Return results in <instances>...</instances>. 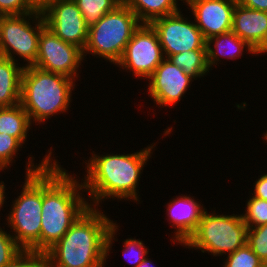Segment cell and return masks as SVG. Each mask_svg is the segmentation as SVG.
<instances>
[{
	"mask_svg": "<svg viewBox=\"0 0 267 267\" xmlns=\"http://www.w3.org/2000/svg\"><path fill=\"white\" fill-rule=\"evenodd\" d=\"M37 10L30 0H0V16L21 15Z\"/></svg>",
	"mask_w": 267,
	"mask_h": 267,
	"instance_id": "f546056e",
	"label": "cell"
},
{
	"mask_svg": "<svg viewBox=\"0 0 267 267\" xmlns=\"http://www.w3.org/2000/svg\"><path fill=\"white\" fill-rule=\"evenodd\" d=\"M247 245L264 264H267V224L248 228Z\"/></svg>",
	"mask_w": 267,
	"mask_h": 267,
	"instance_id": "484cf974",
	"label": "cell"
},
{
	"mask_svg": "<svg viewBox=\"0 0 267 267\" xmlns=\"http://www.w3.org/2000/svg\"><path fill=\"white\" fill-rule=\"evenodd\" d=\"M181 13L180 10L150 23L157 33L165 58L185 51L207 50L206 40L195 21Z\"/></svg>",
	"mask_w": 267,
	"mask_h": 267,
	"instance_id": "30bf717a",
	"label": "cell"
},
{
	"mask_svg": "<svg viewBox=\"0 0 267 267\" xmlns=\"http://www.w3.org/2000/svg\"><path fill=\"white\" fill-rule=\"evenodd\" d=\"M168 59L195 80L210 73L207 50H191L169 56Z\"/></svg>",
	"mask_w": 267,
	"mask_h": 267,
	"instance_id": "44dd1931",
	"label": "cell"
},
{
	"mask_svg": "<svg viewBox=\"0 0 267 267\" xmlns=\"http://www.w3.org/2000/svg\"><path fill=\"white\" fill-rule=\"evenodd\" d=\"M5 228L0 227V267L9 264L23 249Z\"/></svg>",
	"mask_w": 267,
	"mask_h": 267,
	"instance_id": "83f0119b",
	"label": "cell"
},
{
	"mask_svg": "<svg viewBox=\"0 0 267 267\" xmlns=\"http://www.w3.org/2000/svg\"><path fill=\"white\" fill-rule=\"evenodd\" d=\"M5 186L6 185H5L4 181H0V211H1V209L4 210L3 207H5V206H3V205L5 204V202H6L5 200L7 199L6 192H5L7 189Z\"/></svg>",
	"mask_w": 267,
	"mask_h": 267,
	"instance_id": "d6a6232c",
	"label": "cell"
},
{
	"mask_svg": "<svg viewBox=\"0 0 267 267\" xmlns=\"http://www.w3.org/2000/svg\"><path fill=\"white\" fill-rule=\"evenodd\" d=\"M82 62L84 56L81 48L63 41L47 27L41 31L37 59L33 66L78 80Z\"/></svg>",
	"mask_w": 267,
	"mask_h": 267,
	"instance_id": "8fae6325",
	"label": "cell"
},
{
	"mask_svg": "<svg viewBox=\"0 0 267 267\" xmlns=\"http://www.w3.org/2000/svg\"><path fill=\"white\" fill-rule=\"evenodd\" d=\"M41 11L50 31L63 41L84 50L89 26L74 0H53Z\"/></svg>",
	"mask_w": 267,
	"mask_h": 267,
	"instance_id": "7c38bea8",
	"label": "cell"
},
{
	"mask_svg": "<svg viewBox=\"0 0 267 267\" xmlns=\"http://www.w3.org/2000/svg\"><path fill=\"white\" fill-rule=\"evenodd\" d=\"M231 31L257 53L267 41V12L250 9L237 2Z\"/></svg>",
	"mask_w": 267,
	"mask_h": 267,
	"instance_id": "2e32d148",
	"label": "cell"
},
{
	"mask_svg": "<svg viewBox=\"0 0 267 267\" xmlns=\"http://www.w3.org/2000/svg\"><path fill=\"white\" fill-rule=\"evenodd\" d=\"M100 209L89 206L66 234L44 253L46 267L106 266L120 227Z\"/></svg>",
	"mask_w": 267,
	"mask_h": 267,
	"instance_id": "6da1fadb",
	"label": "cell"
},
{
	"mask_svg": "<svg viewBox=\"0 0 267 267\" xmlns=\"http://www.w3.org/2000/svg\"><path fill=\"white\" fill-rule=\"evenodd\" d=\"M206 48L210 70L221 62L220 57H224V60L225 58L235 60L242 56L244 50L252 56H257V53L232 31L210 37L206 40Z\"/></svg>",
	"mask_w": 267,
	"mask_h": 267,
	"instance_id": "e0dca14e",
	"label": "cell"
},
{
	"mask_svg": "<svg viewBox=\"0 0 267 267\" xmlns=\"http://www.w3.org/2000/svg\"><path fill=\"white\" fill-rule=\"evenodd\" d=\"M22 146L23 144L17 138L0 133V172L13 166L12 163L16 161L14 158L19 154Z\"/></svg>",
	"mask_w": 267,
	"mask_h": 267,
	"instance_id": "d4e9b609",
	"label": "cell"
},
{
	"mask_svg": "<svg viewBox=\"0 0 267 267\" xmlns=\"http://www.w3.org/2000/svg\"><path fill=\"white\" fill-rule=\"evenodd\" d=\"M263 139H264V141L267 143V131L266 132H263Z\"/></svg>",
	"mask_w": 267,
	"mask_h": 267,
	"instance_id": "8d00e7d4",
	"label": "cell"
},
{
	"mask_svg": "<svg viewBox=\"0 0 267 267\" xmlns=\"http://www.w3.org/2000/svg\"><path fill=\"white\" fill-rule=\"evenodd\" d=\"M141 25L136 14L122 1L107 12L96 24L89 27L84 59L87 54L116 65L131 40L133 32Z\"/></svg>",
	"mask_w": 267,
	"mask_h": 267,
	"instance_id": "8992f818",
	"label": "cell"
},
{
	"mask_svg": "<svg viewBox=\"0 0 267 267\" xmlns=\"http://www.w3.org/2000/svg\"><path fill=\"white\" fill-rule=\"evenodd\" d=\"M165 59L156 31L150 24H141L132 34L125 51L116 64L132 76L148 79Z\"/></svg>",
	"mask_w": 267,
	"mask_h": 267,
	"instance_id": "9c48e42d",
	"label": "cell"
},
{
	"mask_svg": "<svg viewBox=\"0 0 267 267\" xmlns=\"http://www.w3.org/2000/svg\"><path fill=\"white\" fill-rule=\"evenodd\" d=\"M254 184V190L251 193L253 197L267 200V173L260 175Z\"/></svg>",
	"mask_w": 267,
	"mask_h": 267,
	"instance_id": "4dcf8cb0",
	"label": "cell"
},
{
	"mask_svg": "<svg viewBox=\"0 0 267 267\" xmlns=\"http://www.w3.org/2000/svg\"><path fill=\"white\" fill-rule=\"evenodd\" d=\"M123 257L130 263L133 267H137L149 254L148 247L145 246L143 241L136 238H127L123 243ZM132 255V256H131Z\"/></svg>",
	"mask_w": 267,
	"mask_h": 267,
	"instance_id": "4316f807",
	"label": "cell"
},
{
	"mask_svg": "<svg viewBox=\"0 0 267 267\" xmlns=\"http://www.w3.org/2000/svg\"><path fill=\"white\" fill-rule=\"evenodd\" d=\"M23 69L24 64L0 56V108L20 103Z\"/></svg>",
	"mask_w": 267,
	"mask_h": 267,
	"instance_id": "ac0fdd59",
	"label": "cell"
},
{
	"mask_svg": "<svg viewBox=\"0 0 267 267\" xmlns=\"http://www.w3.org/2000/svg\"><path fill=\"white\" fill-rule=\"evenodd\" d=\"M45 27V19L39 9L21 15L1 16L0 56L15 62L21 58L23 63L26 62L24 67L32 66L37 59L39 36ZM16 56L19 59H15Z\"/></svg>",
	"mask_w": 267,
	"mask_h": 267,
	"instance_id": "ba28073f",
	"label": "cell"
},
{
	"mask_svg": "<svg viewBox=\"0 0 267 267\" xmlns=\"http://www.w3.org/2000/svg\"><path fill=\"white\" fill-rule=\"evenodd\" d=\"M227 257L222 267H263L264 263L260 258L245 244L235 252L226 254Z\"/></svg>",
	"mask_w": 267,
	"mask_h": 267,
	"instance_id": "cb8c5ba5",
	"label": "cell"
},
{
	"mask_svg": "<svg viewBox=\"0 0 267 267\" xmlns=\"http://www.w3.org/2000/svg\"><path fill=\"white\" fill-rule=\"evenodd\" d=\"M247 200L245 212L241 216L248 228L267 224V200L252 195Z\"/></svg>",
	"mask_w": 267,
	"mask_h": 267,
	"instance_id": "603a6c76",
	"label": "cell"
},
{
	"mask_svg": "<svg viewBox=\"0 0 267 267\" xmlns=\"http://www.w3.org/2000/svg\"><path fill=\"white\" fill-rule=\"evenodd\" d=\"M267 54V41H266V43L263 45V47L257 52V55L259 56V54L261 55H263V54Z\"/></svg>",
	"mask_w": 267,
	"mask_h": 267,
	"instance_id": "d590c367",
	"label": "cell"
},
{
	"mask_svg": "<svg viewBox=\"0 0 267 267\" xmlns=\"http://www.w3.org/2000/svg\"><path fill=\"white\" fill-rule=\"evenodd\" d=\"M192 197V198H191ZM200 201L194 199L191 195L180 194L171 199L166 206L167 221L175 227L174 235L171 241L183 246L187 240L194 234L198 228L199 222L207 210Z\"/></svg>",
	"mask_w": 267,
	"mask_h": 267,
	"instance_id": "9a60e30c",
	"label": "cell"
},
{
	"mask_svg": "<svg viewBox=\"0 0 267 267\" xmlns=\"http://www.w3.org/2000/svg\"><path fill=\"white\" fill-rule=\"evenodd\" d=\"M237 1L244 7L267 12V0H237Z\"/></svg>",
	"mask_w": 267,
	"mask_h": 267,
	"instance_id": "1f68e13d",
	"label": "cell"
},
{
	"mask_svg": "<svg viewBox=\"0 0 267 267\" xmlns=\"http://www.w3.org/2000/svg\"><path fill=\"white\" fill-rule=\"evenodd\" d=\"M207 210L198 228L184 244L185 248L211 253L215 257L226 256L247 244L248 226L241 214L224 215ZM188 246V247H187Z\"/></svg>",
	"mask_w": 267,
	"mask_h": 267,
	"instance_id": "52a82bcc",
	"label": "cell"
},
{
	"mask_svg": "<svg viewBox=\"0 0 267 267\" xmlns=\"http://www.w3.org/2000/svg\"><path fill=\"white\" fill-rule=\"evenodd\" d=\"M148 257L149 256L147 255V257L137 267H155L151 258Z\"/></svg>",
	"mask_w": 267,
	"mask_h": 267,
	"instance_id": "e575fe53",
	"label": "cell"
},
{
	"mask_svg": "<svg viewBox=\"0 0 267 267\" xmlns=\"http://www.w3.org/2000/svg\"><path fill=\"white\" fill-rule=\"evenodd\" d=\"M155 147L156 143L153 142L151 146L148 144L147 147L129 154L110 152L98 155L92 151L89 159L84 161L87 165L86 174L81 179L84 191L88 193L89 206L98 208L102 201L111 198L112 201L124 199L140 202L138 186L141 174Z\"/></svg>",
	"mask_w": 267,
	"mask_h": 267,
	"instance_id": "7a4b0ae2",
	"label": "cell"
},
{
	"mask_svg": "<svg viewBox=\"0 0 267 267\" xmlns=\"http://www.w3.org/2000/svg\"><path fill=\"white\" fill-rule=\"evenodd\" d=\"M4 267H46L45 255L33 250H23Z\"/></svg>",
	"mask_w": 267,
	"mask_h": 267,
	"instance_id": "f1b7e54d",
	"label": "cell"
},
{
	"mask_svg": "<svg viewBox=\"0 0 267 267\" xmlns=\"http://www.w3.org/2000/svg\"><path fill=\"white\" fill-rule=\"evenodd\" d=\"M52 150L51 147L36 165L34 157L32 155L28 157L22 190L17 198L12 200L11 209L5 218L7 220L5 225L11 230L9 233L23 250L40 252L42 169L57 161L56 157L54 159L52 157Z\"/></svg>",
	"mask_w": 267,
	"mask_h": 267,
	"instance_id": "277c9868",
	"label": "cell"
},
{
	"mask_svg": "<svg viewBox=\"0 0 267 267\" xmlns=\"http://www.w3.org/2000/svg\"><path fill=\"white\" fill-rule=\"evenodd\" d=\"M76 80L36 66L24 67L21 76L20 104L28 113L31 124L45 121L69 109ZM39 123V124H37Z\"/></svg>",
	"mask_w": 267,
	"mask_h": 267,
	"instance_id": "5b68a950",
	"label": "cell"
},
{
	"mask_svg": "<svg viewBox=\"0 0 267 267\" xmlns=\"http://www.w3.org/2000/svg\"><path fill=\"white\" fill-rule=\"evenodd\" d=\"M28 113L19 103L11 107L0 108V133L17 138L22 144L26 143L29 130L32 128Z\"/></svg>",
	"mask_w": 267,
	"mask_h": 267,
	"instance_id": "ffe728a7",
	"label": "cell"
},
{
	"mask_svg": "<svg viewBox=\"0 0 267 267\" xmlns=\"http://www.w3.org/2000/svg\"><path fill=\"white\" fill-rule=\"evenodd\" d=\"M179 1L184 0H123L136 14L141 24H150L155 19L179 12Z\"/></svg>",
	"mask_w": 267,
	"mask_h": 267,
	"instance_id": "d6986e66",
	"label": "cell"
},
{
	"mask_svg": "<svg viewBox=\"0 0 267 267\" xmlns=\"http://www.w3.org/2000/svg\"><path fill=\"white\" fill-rule=\"evenodd\" d=\"M123 0H74L86 24H96L107 12L112 11Z\"/></svg>",
	"mask_w": 267,
	"mask_h": 267,
	"instance_id": "7402d4cb",
	"label": "cell"
},
{
	"mask_svg": "<svg viewBox=\"0 0 267 267\" xmlns=\"http://www.w3.org/2000/svg\"><path fill=\"white\" fill-rule=\"evenodd\" d=\"M237 0H184L205 40L232 30Z\"/></svg>",
	"mask_w": 267,
	"mask_h": 267,
	"instance_id": "5bb4252c",
	"label": "cell"
},
{
	"mask_svg": "<svg viewBox=\"0 0 267 267\" xmlns=\"http://www.w3.org/2000/svg\"><path fill=\"white\" fill-rule=\"evenodd\" d=\"M61 166L57 160L42 169L41 253L58 242L89 207L82 180Z\"/></svg>",
	"mask_w": 267,
	"mask_h": 267,
	"instance_id": "3957f363",
	"label": "cell"
},
{
	"mask_svg": "<svg viewBox=\"0 0 267 267\" xmlns=\"http://www.w3.org/2000/svg\"><path fill=\"white\" fill-rule=\"evenodd\" d=\"M30 1L37 9L42 10L49 2L53 0H30Z\"/></svg>",
	"mask_w": 267,
	"mask_h": 267,
	"instance_id": "836d02e7",
	"label": "cell"
},
{
	"mask_svg": "<svg viewBox=\"0 0 267 267\" xmlns=\"http://www.w3.org/2000/svg\"><path fill=\"white\" fill-rule=\"evenodd\" d=\"M147 80L148 96L162 109L180 102L195 79L165 58Z\"/></svg>",
	"mask_w": 267,
	"mask_h": 267,
	"instance_id": "4fadbf2b",
	"label": "cell"
}]
</instances>
